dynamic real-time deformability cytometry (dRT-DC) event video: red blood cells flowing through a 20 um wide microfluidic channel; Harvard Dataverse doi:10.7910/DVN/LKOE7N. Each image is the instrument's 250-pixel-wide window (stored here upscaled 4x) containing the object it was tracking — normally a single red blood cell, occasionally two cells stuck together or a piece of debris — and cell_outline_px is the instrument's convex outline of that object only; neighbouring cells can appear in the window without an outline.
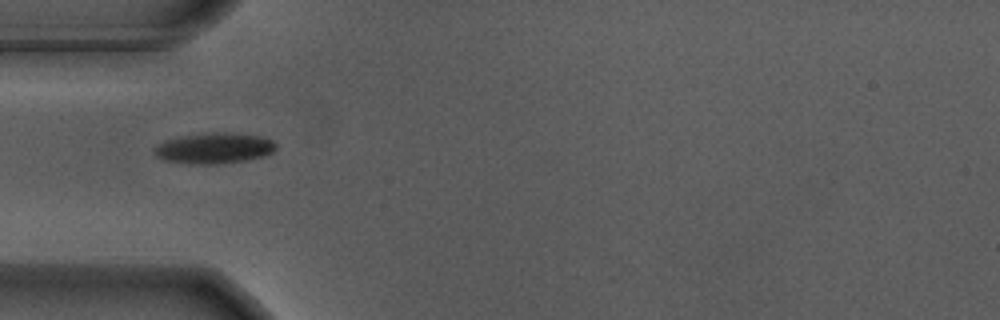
{"species": "Egyptian fruit bat (a non-hibernating species)", "species_latin": "Rousettus aegyptiacus", "temperature_condition": "warm", "stored_images_in_passage": 7, "camera_frame_rate_fps": 3000, "um_per_image_px": 0.085, "animal": {"sex": "male"}, "frame": {"image": 1, "passage_image": 1, "time_ms": 0.0, "image_size_px": [1000, 320], "cell_outline_px": [[276, 148], [272, 152], [264, 156], [248, 160], [220, 164], [188, 164], [164, 160], [156, 156], [152, 148], [168, 140], [184, 136], [212, 132], [224, 132], [256, 136], [272, 140], [276, 144]], "centroid_in_image_um": [18.2, 12.62], "position_along_channel_um": 66.8, "area_um2": 21.62}}
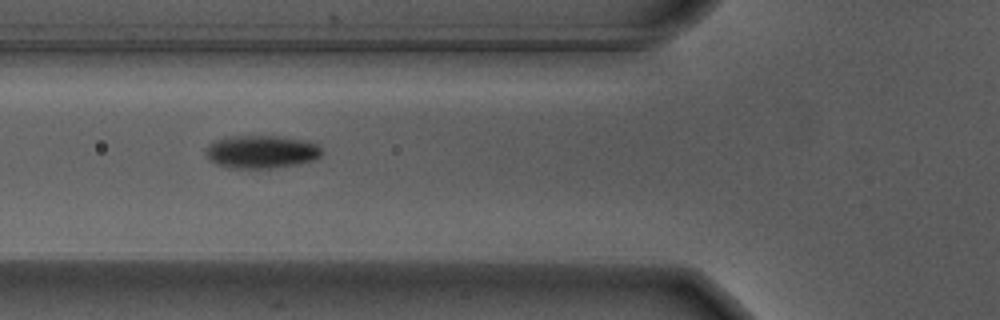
{"frame": {"image": 2, "passage_image": 4, "time_ms": 1.0, "image_size_px": [1000, 320], "cell_outline_px": [[324, 152], [316, 160], [296, 164], [272, 168], [228, 168], [216, 164], [208, 160], [208, 144], [224, 136], [276, 136], [308, 140], [316, 144]], "centroid_in_image_um": [22.24, 12.9], "position_along_channel_um": 103.6, "area_um2": 22.43}}